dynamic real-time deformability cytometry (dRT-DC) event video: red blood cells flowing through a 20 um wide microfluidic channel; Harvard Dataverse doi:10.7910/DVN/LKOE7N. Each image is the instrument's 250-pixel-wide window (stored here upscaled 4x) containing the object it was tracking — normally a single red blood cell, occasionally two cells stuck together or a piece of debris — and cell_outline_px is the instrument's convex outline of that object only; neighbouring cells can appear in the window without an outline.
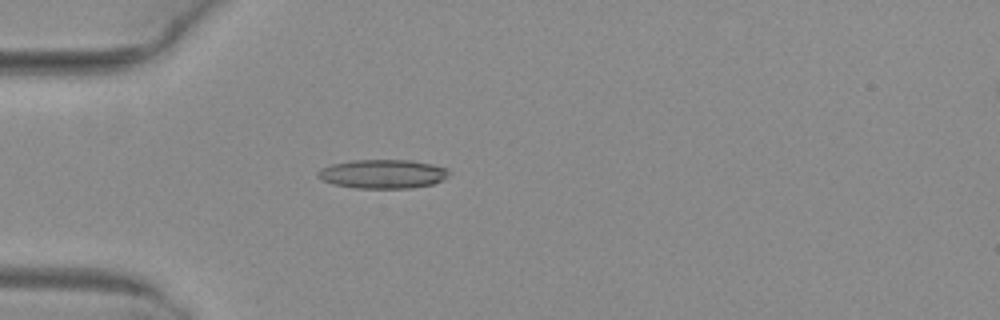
{"species": "common noctule bat (a hibernating species)", "species_latin": "Nyctalus noctula", "temperature_condition": "warm", "stored_images_in_passage": 43, "camera_frame_rate_fps": 3000, "um_per_image_px": 0.085, "animal": {"sex": "female", "body_mass_g": 29.2, "forearm_length_mm": 56.3}, "frame": {"image": 1, "passage_image": 7, "time_ms": 2.0, "image_size_px": [1000, 320], "cell_outline_px": [[448, 176], [444, 180], [432, 184], [412, 188], [356, 188], [332, 184], [316, 176], [316, 172], [320, 168], [332, 164], [352, 160], [412, 160], [432, 164], [448, 168]], "centroid_in_image_um": [32.53, 14.78], "position_along_channel_um": 52.5, "area_um2": 22.25}}
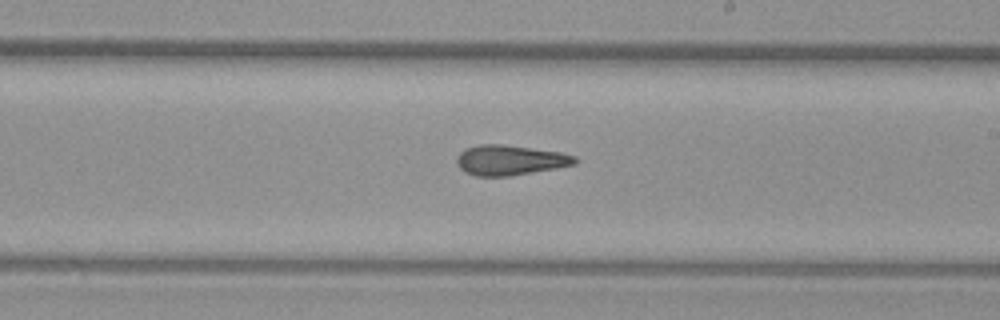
{"frame": {"image": 2, "passage_image": 22, "time_ms": 7.0, "image_size_px": [1000, 320], "cell_outline_px": [[580, 160], [576, 164], [556, 168], [512, 176], [476, 176], [464, 172], [456, 164], [456, 156], [464, 148], [480, 144], [500, 144], [560, 152], [576, 156]], "centroid_in_image_um": [43.34, 13.62], "position_along_channel_um": 245.7, "area_um2": 20.92}}
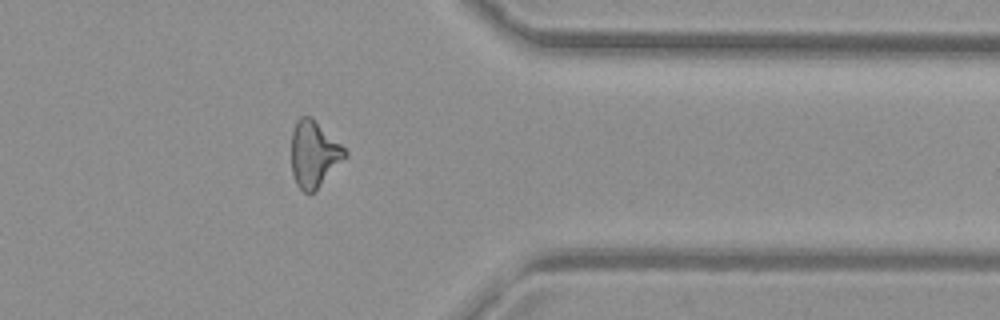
{"frame": {"image": 3, "passage_image": 33, "time_ms": 10.667, "image_size_px": [1000, 320], "cell_outline_px": [[348, 156], [308, 196], [296, 184], [292, 172], [292, 128], [296, 120], [300, 116], [312, 116], [348, 152]], "centroid_in_image_um": [26.67, 13.06], "position_along_channel_um": 384.7, "area_um2": 20.58}, "authors_computed_cell_mechanics": {"area_um2": 20.7502, "velocity_mm_per_s": 4.0999, "shape_relaxation_time_tau1_ms": null, "shape_relaxation_time_tau2_ms": 2.4075, "deformation_change_tau1": null, "deformation_change_tau2": 0.1248}}